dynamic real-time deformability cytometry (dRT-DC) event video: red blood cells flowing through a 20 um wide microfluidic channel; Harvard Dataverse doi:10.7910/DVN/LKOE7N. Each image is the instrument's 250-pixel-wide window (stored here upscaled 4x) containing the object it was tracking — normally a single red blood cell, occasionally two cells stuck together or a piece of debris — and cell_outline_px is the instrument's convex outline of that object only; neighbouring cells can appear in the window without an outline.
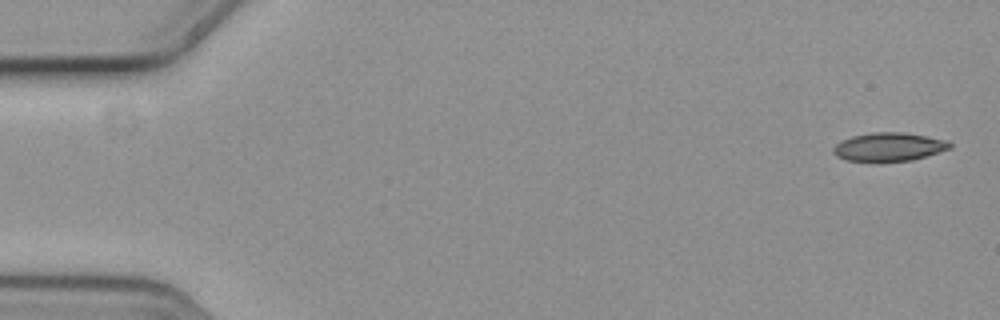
{"species": "common noctule bat (a hibernating species)", "species_latin": "Nyctalus noctula", "temperature_condition": "cold", "stored_images_in_passage": 2, "camera_frame_rate_fps": 3000, "um_per_image_px": 0.085, "animal": {"sex": "female", "body_mass_g": 19.3, "forearm_length_mm": 54.1}, "frame": {"image": 1, "passage_image": 1, "time_ms": 0.0, "image_size_px": [1000, 320], "cell_outline_px": [[952, 148], [912, 160], [880, 164], [848, 160], [836, 156], [832, 152], [832, 148], [840, 140], [852, 136], [872, 132], [904, 132], [948, 140], [952, 144]], "centroid_in_image_um": [75.53, 12.51], "position_along_channel_um": 9.5, "area_um2": 20.06}}